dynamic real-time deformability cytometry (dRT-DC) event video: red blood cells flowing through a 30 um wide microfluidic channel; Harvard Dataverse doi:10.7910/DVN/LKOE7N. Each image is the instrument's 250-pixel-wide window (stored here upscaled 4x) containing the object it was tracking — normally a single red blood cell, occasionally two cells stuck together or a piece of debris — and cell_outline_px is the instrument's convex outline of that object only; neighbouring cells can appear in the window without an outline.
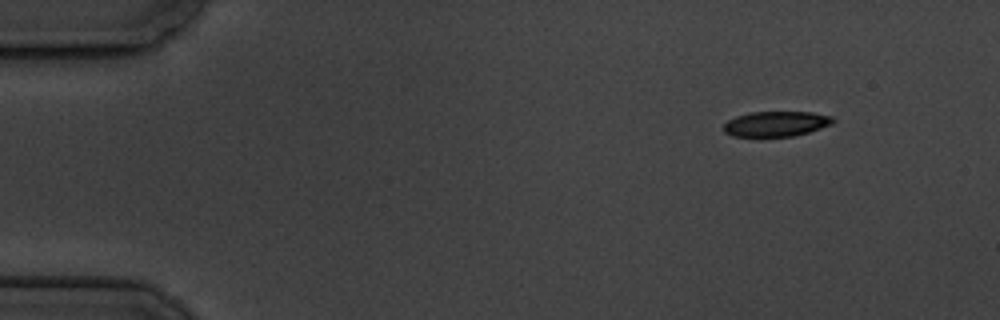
{"species": "common noctule bat (a hibernating species)", "species_latin": "Nyctalus noctula", "temperature_condition": "cold", "stored_images_in_passage": 10, "camera_frame_rate_fps": 3000, "um_per_image_px": 0.085, "animal": {"sex": "male", "body_mass_g": 19.5, "forearm_length_mm": 54.6}, "frame": {"image": 1, "passage_image": 1, "time_ms": 0.0, "image_size_px": [1000, 320], "cell_outline_px": [[836, 120], [832, 124], [808, 132], [792, 136], [732, 136], [724, 132], [724, 124], [728, 120], [736, 116], [748, 112], [812, 112], [832, 116]], "centroid_in_image_um": [65.97, 10.51], "position_along_channel_um": 19.0, "area_um2": 16.01}}
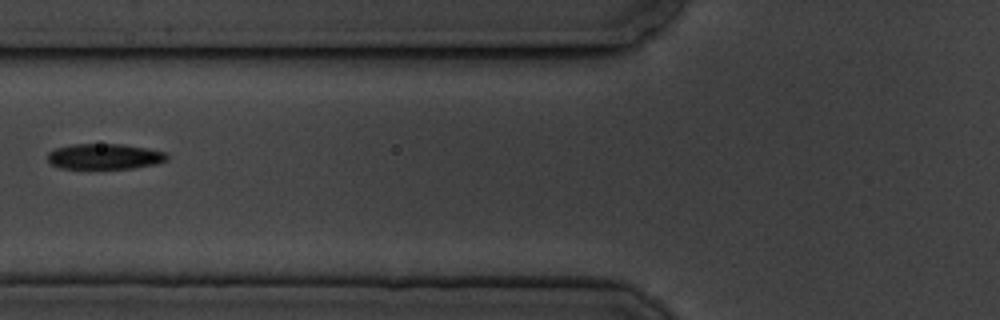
{"frame": {"image": 2, "passage_image": 6, "time_ms": 5.667, "image_size_px": [1000, 320], "cell_outline_px": [[168, 160], [156, 164], [132, 168], [60, 168], [52, 164], [48, 160], [48, 152], [56, 148], [72, 144], [124, 144], [164, 152], [168, 156]], "centroid_in_image_um": [8.88, 13.29], "position_along_channel_um": 116.9, "area_um2": 17.63}}
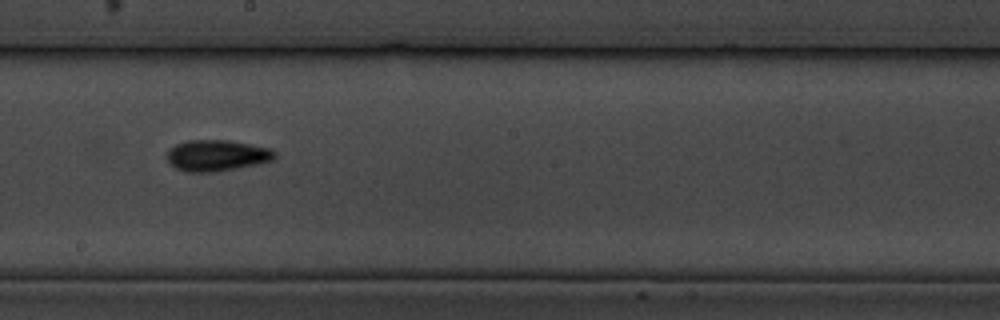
{"frame": {"image": 3, "passage_image": 9, "time_ms": 9.0, "image_size_px": [1000, 320], "cell_outline_px": [[276, 156], [272, 160], [260, 164], [216, 172], [188, 172], [176, 168], [164, 156], [168, 148], [176, 144], [188, 140], [228, 140], [268, 148], [276, 152]], "centroid_in_image_um": [18.39, 13.22], "position_along_channel_um": 229.8, "area_um2": 19.71}}